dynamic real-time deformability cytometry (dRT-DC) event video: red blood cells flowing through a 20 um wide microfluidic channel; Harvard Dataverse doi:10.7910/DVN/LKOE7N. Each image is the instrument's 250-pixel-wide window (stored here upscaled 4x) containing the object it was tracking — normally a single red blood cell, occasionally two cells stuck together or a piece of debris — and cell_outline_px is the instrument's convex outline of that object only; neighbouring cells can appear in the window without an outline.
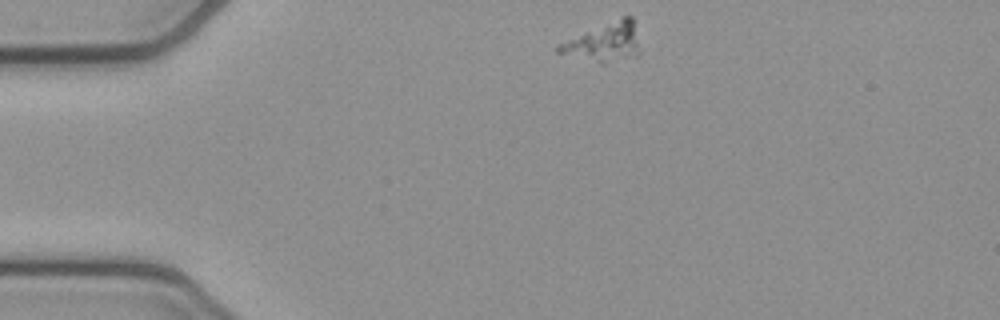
{"species": "common noctule bat (a hibernating species)", "species_latin": "Nyctalus noctula", "temperature_condition": "cold", "stored_images_in_passage": 45, "camera_frame_rate_fps": 3000, "um_per_image_px": 0.085, "animal": {"sex": "female", "body_mass_g": 21.9}, "frame": {"image": 1, "passage_image": 1, "time_ms": 0.0, "image_size_px": [1000, 320], "cell_outline_px": [[640, 52], [636, 56], [604, 64], [600, 64], [556, 52], [556, 44], [624, 16], [632, 16]], "centroid_in_image_um": [51.33, 3.63], "position_along_channel_um": 33.7, "area_um2": 18.09}}
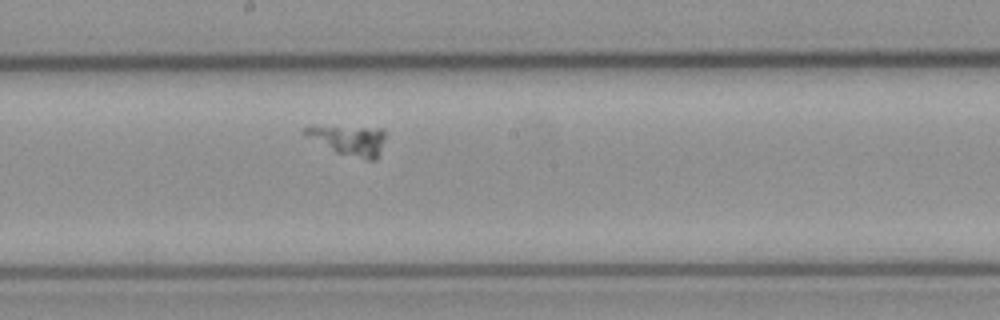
{"frame": {"image": 2, "passage_image": 20, "time_ms": 6.333, "image_size_px": [1000, 320], "cell_outline_px": [[384, 140], [380, 152], [376, 160], [368, 160], [336, 152], [304, 136], [300, 132], [304, 128], [380, 128], [384, 132]], "centroid_in_image_um": [29.68, 11.95], "position_along_channel_um": 218.5, "area_um2": 13.41}}
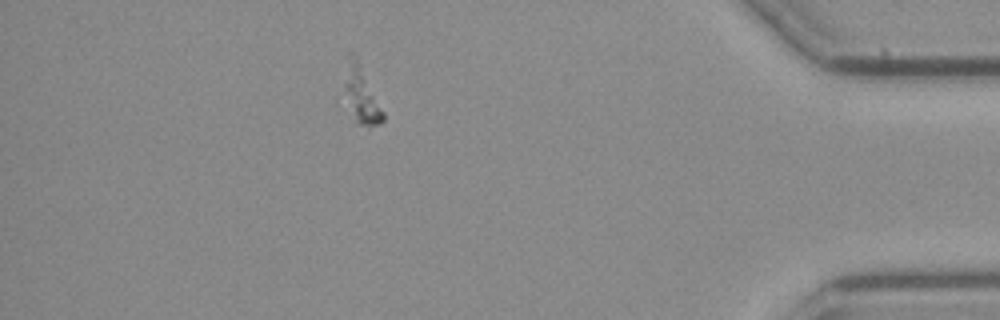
{"frame": {"image": 3, "passage_image": 39, "time_ms": 12.667, "image_size_px": [1000, 320], "cell_outline_px": [[384, 120], [380, 124], [360, 124], [356, 120], [344, 88], [344, 84], [348, 52], [352, 52], [356, 56], [384, 112]], "centroid_in_image_um": [30.73, 7.99], "position_along_channel_um": 404.5, "area_um2": 11.96}}